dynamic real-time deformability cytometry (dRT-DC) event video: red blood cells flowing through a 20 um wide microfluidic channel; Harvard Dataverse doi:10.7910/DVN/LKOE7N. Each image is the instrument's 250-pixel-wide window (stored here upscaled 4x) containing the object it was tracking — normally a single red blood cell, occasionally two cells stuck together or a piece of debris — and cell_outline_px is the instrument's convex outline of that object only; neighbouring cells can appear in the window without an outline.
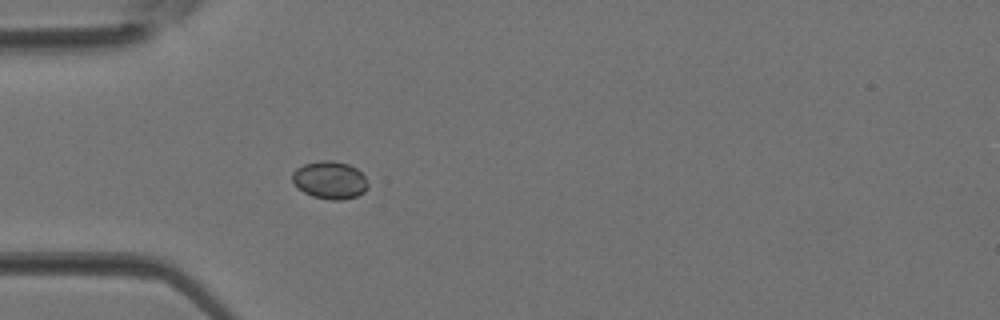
{"species": "Egyptian fruit bat (a non-hibernating species)", "species_latin": "Rousettus aegyptiacus", "temperature_condition": "room temperature", "stored_images_in_passage": 4, "camera_frame_rate_fps": 3000, "um_per_image_px": 0.085, "animal": {"sex": "female"}, "frame": {"image": 1, "passage_image": 4, "time_ms": 1.0, "image_size_px": [1000, 320], "cell_outline_px": [[368, 188], [364, 192], [356, 196], [340, 200], [332, 200], [312, 196], [304, 192], [292, 180], [292, 172], [296, 168], [304, 164], [320, 160], [332, 160], [348, 164], [356, 168], [364, 176], [368, 184]], "centroid_in_image_um": [28.04, 15.29], "position_along_channel_um": 57.0, "area_um2": 16.53}}